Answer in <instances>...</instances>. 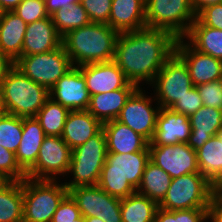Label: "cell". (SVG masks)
<instances>
[{
  "label": "cell",
  "mask_w": 222,
  "mask_h": 222,
  "mask_svg": "<svg viewBox=\"0 0 222 222\" xmlns=\"http://www.w3.org/2000/svg\"><path fill=\"white\" fill-rule=\"evenodd\" d=\"M203 105L222 110V87L220 81H212L196 86Z\"/></svg>",
  "instance_id": "37"
},
{
  "label": "cell",
  "mask_w": 222,
  "mask_h": 222,
  "mask_svg": "<svg viewBox=\"0 0 222 222\" xmlns=\"http://www.w3.org/2000/svg\"><path fill=\"white\" fill-rule=\"evenodd\" d=\"M189 120L191 133L187 144L196 151L222 127V110L203 105Z\"/></svg>",
  "instance_id": "23"
},
{
  "label": "cell",
  "mask_w": 222,
  "mask_h": 222,
  "mask_svg": "<svg viewBox=\"0 0 222 222\" xmlns=\"http://www.w3.org/2000/svg\"><path fill=\"white\" fill-rule=\"evenodd\" d=\"M27 25L14 11L1 12L0 52L14 62L22 56V45Z\"/></svg>",
  "instance_id": "25"
},
{
  "label": "cell",
  "mask_w": 222,
  "mask_h": 222,
  "mask_svg": "<svg viewBox=\"0 0 222 222\" xmlns=\"http://www.w3.org/2000/svg\"><path fill=\"white\" fill-rule=\"evenodd\" d=\"M118 34L108 24L90 22L62 36V46L75 67L110 62L114 60Z\"/></svg>",
  "instance_id": "2"
},
{
  "label": "cell",
  "mask_w": 222,
  "mask_h": 222,
  "mask_svg": "<svg viewBox=\"0 0 222 222\" xmlns=\"http://www.w3.org/2000/svg\"><path fill=\"white\" fill-rule=\"evenodd\" d=\"M209 208L178 210V222H206Z\"/></svg>",
  "instance_id": "42"
},
{
  "label": "cell",
  "mask_w": 222,
  "mask_h": 222,
  "mask_svg": "<svg viewBox=\"0 0 222 222\" xmlns=\"http://www.w3.org/2000/svg\"><path fill=\"white\" fill-rule=\"evenodd\" d=\"M22 0H0L1 12L13 11Z\"/></svg>",
  "instance_id": "49"
},
{
  "label": "cell",
  "mask_w": 222,
  "mask_h": 222,
  "mask_svg": "<svg viewBox=\"0 0 222 222\" xmlns=\"http://www.w3.org/2000/svg\"><path fill=\"white\" fill-rule=\"evenodd\" d=\"M13 181L10 176L0 171V192L5 190Z\"/></svg>",
  "instance_id": "50"
},
{
  "label": "cell",
  "mask_w": 222,
  "mask_h": 222,
  "mask_svg": "<svg viewBox=\"0 0 222 222\" xmlns=\"http://www.w3.org/2000/svg\"><path fill=\"white\" fill-rule=\"evenodd\" d=\"M212 201L211 182L201 173H189L171 180L160 208L173 211L209 208Z\"/></svg>",
  "instance_id": "8"
},
{
  "label": "cell",
  "mask_w": 222,
  "mask_h": 222,
  "mask_svg": "<svg viewBox=\"0 0 222 222\" xmlns=\"http://www.w3.org/2000/svg\"><path fill=\"white\" fill-rule=\"evenodd\" d=\"M190 133L191 125L188 116L170 108H160L156 118V129L148 145L187 143Z\"/></svg>",
  "instance_id": "18"
},
{
  "label": "cell",
  "mask_w": 222,
  "mask_h": 222,
  "mask_svg": "<svg viewBox=\"0 0 222 222\" xmlns=\"http://www.w3.org/2000/svg\"><path fill=\"white\" fill-rule=\"evenodd\" d=\"M219 81H220V84H221V87H222V77L219 79Z\"/></svg>",
  "instance_id": "54"
},
{
  "label": "cell",
  "mask_w": 222,
  "mask_h": 222,
  "mask_svg": "<svg viewBox=\"0 0 222 222\" xmlns=\"http://www.w3.org/2000/svg\"><path fill=\"white\" fill-rule=\"evenodd\" d=\"M209 219L211 222H222V202L211 201Z\"/></svg>",
  "instance_id": "46"
},
{
  "label": "cell",
  "mask_w": 222,
  "mask_h": 222,
  "mask_svg": "<svg viewBox=\"0 0 222 222\" xmlns=\"http://www.w3.org/2000/svg\"><path fill=\"white\" fill-rule=\"evenodd\" d=\"M154 222H178V210L168 211L158 207Z\"/></svg>",
  "instance_id": "44"
},
{
  "label": "cell",
  "mask_w": 222,
  "mask_h": 222,
  "mask_svg": "<svg viewBox=\"0 0 222 222\" xmlns=\"http://www.w3.org/2000/svg\"><path fill=\"white\" fill-rule=\"evenodd\" d=\"M90 22L109 25L112 0H82Z\"/></svg>",
  "instance_id": "36"
},
{
  "label": "cell",
  "mask_w": 222,
  "mask_h": 222,
  "mask_svg": "<svg viewBox=\"0 0 222 222\" xmlns=\"http://www.w3.org/2000/svg\"><path fill=\"white\" fill-rule=\"evenodd\" d=\"M14 66L29 79L48 90L73 68L62 45L47 53L21 56L14 62Z\"/></svg>",
  "instance_id": "9"
},
{
  "label": "cell",
  "mask_w": 222,
  "mask_h": 222,
  "mask_svg": "<svg viewBox=\"0 0 222 222\" xmlns=\"http://www.w3.org/2000/svg\"><path fill=\"white\" fill-rule=\"evenodd\" d=\"M26 24L47 18L45 2L42 0H22L13 10Z\"/></svg>",
  "instance_id": "35"
},
{
  "label": "cell",
  "mask_w": 222,
  "mask_h": 222,
  "mask_svg": "<svg viewBox=\"0 0 222 222\" xmlns=\"http://www.w3.org/2000/svg\"><path fill=\"white\" fill-rule=\"evenodd\" d=\"M23 221V180L0 192V222Z\"/></svg>",
  "instance_id": "31"
},
{
  "label": "cell",
  "mask_w": 222,
  "mask_h": 222,
  "mask_svg": "<svg viewBox=\"0 0 222 222\" xmlns=\"http://www.w3.org/2000/svg\"><path fill=\"white\" fill-rule=\"evenodd\" d=\"M212 201L222 202V174L212 183Z\"/></svg>",
  "instance_id": "48"
},
{
  "label": "cell",
  "mask_w": 222,
  "mask_h": 222,
  "mask_svg": "<svg viewBox=\"0 0 222 222\" xmlns=\"http://www.w3.org/2000/svg\"><path fill=\"white\" fill-rule=\"evenodd\" d=\"M159 205L139 193L121 199L122 222H154Z\"/></svg>",
  "instance_id": "30"
},
{
  "label": "cell",
  "mask_w": 222,
  "mask_h": 222,
  "mask_svg": "<svg viewBox=\"0 0 222 222\" xmlns=\"http://www.w3.org/2000/svg\"><path fill=\"white\" fill-rule=\"evenodd\" d=\"M203 106L200 94L194 86L188 94H185L181 99L176 101V103L170 108L171 110L182 113L190 117L193 113L198 111Z\"/></svg>",
  "instance_id": "39"
},
{
  "label": "cell",
  "mask_w": 222,
  "mask_h": 222,
  "mask_svg": "<svg viewBox=\"0 0 222 222\" xmlns=\"http://www.w3.org/2000/svg\"><path fill=\"white\" fill-rule=\"evenodd\" d=\"M45 136L44 130L35 117H23V132L15 154L19 166L25 172L35 164Z\"/></svg>",
  "instance_id": "26"
},
{
  "label": "cell",
  "mask_w": 222,
  "mask_h": 222,
  "mask_svg": "<svg viewBox=\"0 0 222 222\" xmlns=\"http://www.w3.org/2000/svg\"><path fill=\"white\" fill-rule=\"evenodd\" d=\"M190 1L196 15L207 6L222 3V0H190Z\"/></svg>",
  "instance_id": "47"
},
{
  "label": "cell",
  "mask_w": 222,
  "mask_h": 222,
  "mask_svg": "<svg viewBox=\"0 0 222 222\" xmlns=\"http://www.w3.org/2000/svg\"><path fill=\"white\" fill-rule=\"evenodd\" d=\"M23 132V117L0 111V145L16 153Z\"/></svg>",
  "instance_id": "34"
},
{
  "label": "cell",
  "mask_w": 222,
  "mask_h": 222,
  "mask_svg": "<svg viewBox=\"0 0 222 222\" xmlns=\"http://www.w3.org/2000/svg\"><path fill=\"white\" fill-rule=\"evenodd\" d=\"M83 217H98L104 222H122L121 199L112 197L98 185L68 189Z\"/></svg>",
  "instance_id": "12"
},
{
  "label": "cell",
  "mask_w": 222,
  "mask_h": 222,
  "mask_svg": "<svg viewBox=\"0 0 222 222\" xmlns=\"http://www.w3.org/2000/svg\"><path fill=\"white\" fill-rule=\"evenodd\" d=\"M138 87L129 83L126 87L108 93L95 94L90 98L87 111L102 123L116 120L126 100Z\"/></svg>",
  "instance_id": "24"
},
{
  "label": "cell",
  "mask_w": 222,
  "mask_h": 222,
  "mask_svg": "<svg viewBox=\"0 0 222 222\" xmlns=\"http://www.w3.org/2000/svg\"><path fill=\"white\" fill-rule=\"evenodd\" d=\"M71 154V148L62 137L45 136L35 164L26 172L27 178L56 180L57 174H67L71 162Z\"/></svg>",
  "instance_id": "11"
},
{
  "label": "cell",
  "mask_w": 222,
  "mask_h": 222,
  "mask_svg": "<svg viewBox=\"0 0 222 222\" xmlns=\"http://www.w3.org/2000/svg\"><path fill=\"white\" fill-rule=\"evenodd\" d=\"M150 160L168 173L172 179L189 173H200L196 151L187 143L148 145Z\"/></svg>",
  "instance_id": "14"
},
{
  "label": "cell",
  "mask_w": 222,
  "mask_h": 222,
  "mask_svg": "<svg viewBox=\"0 0 222 222\" xmlns=\"http://www.w3.org/2000/svg\"><path fill=\"white\" fill-rule=\"evenodd\" d=\"M196 19L190 0H145L146 27L183 38Z\"/></svg>",
  "instance_id": "7"
},
{
  "label": "cell",
  "mask_w": 222,
  "mask_h": 222,
  "mask_svg": "<svg viewBox=\"0 0 222 222\" xmlns=\"http://www.w3.org/2000/svg\"><path fill=\"white\" fill-rule=\"evenodd\" d=\"M196 19L204 26L222 30V3L202 9Z\"/></svg>",
  "instance_id": "41"
},
{
  "label": "cell",
  "mask_w": 222,
  "mask_h": 222,
  "mask_svg": "<svg viewBox=\"0 0 222 222\" xmlns=\"http://www.w3.org/2000/svg\"><path fill=\"white\" fill-rule=\"evenodd\" d=\"M85 222H104L102 219L98 217H84Z\"/></svg>",
  "instance_id": "51"
},
{
  "label": "cell",
  "mask_w": 222,
  "mask_h": 222,
  "mask_svg": "<svg viewBox=\"0 0 222 222\" xmlns=\"http://www.w3.org/2000/svg\"><path fill=\"white\" fill-rule=\"evenodd\" d=\"M177 38L161 29L142 28L118 34L114 62L127 79L140 87L141 81L155 79L166 61L175 53Z\"/></svg>",
  "instance_id": "1"
},
{
  "label": "cell",
  "mask_w": 222,
  "mask_h": 222,
  "mask_svg": "<svg viewBox=\"0 0 222 222\" xmlns=\"http://www.w3.org/2000/svg\"><path fill=\"white\" fill-rule=\"evenodd\" d=\"M108 153H133L143 151L149 142L127 125L117 120L103 123Z\"/></svg>",
  "instance_id": "22"
},
{
  "label": "cell",
  "mask_w": 222,
  "mask_h": 222,
  "mask_svg": "<svg viewBox=\"0 0 222 222\" xmlns=\"http://www.w3.org/2000/svg\"><path fill=\"white\" fill-rule=\"evenodd\" d=\"M183 39L177 38L175 53L187 65L193 85L219 80L222 77V60L197 51Z\"/></svg>",
  "instance_id": "15"
},
{
  "label": "cell",
  "mask_w": 222,
  "mask_h": 222,
  "mask_svg": "<svg viewBox=\"0 0 222 222\" xmlns=\"http://www.w3.org/2000/svg\"><path fill=\"white\" fill-rule=\"evenodd\" d=\"M62 45V36L57 32L52 17L29 23L24 35L22 56L47 53Z\"/></svg>",
  "instance_id": "19"
},
{
  "label": "cell",
  "mask_w": 222,
  "mask_h": 222,
  "mask_svg": "<svg viewBox=\"0 0 222 222\" xmlns=\"http://www.w3.org/2000/svg\"><path fill=\"white\" fill-rule=\"evenodd\" d=\"M107 153L103 129L84 144L73 149L67 174L71 173L74 177L71 182H64L67 189L77 186L98 185Z\"/></svg>",
  "instance_id": "6"
},
{
  "label": "cell",
  "mask_w": 222,
  "mask_h": 222,
  "mask_svg": "<svg viewBox=\"0 0 222 222\" xmlns=\"http://www.w3.org/2000/svg\"><path fill=\"white\" fill-rule=\"evenodd\" d=\"M14 67V61L6 54L0 52V89L8 72Z\"/></svg>",
  "instance_id": "45"
},
{
  "label": "cell",
  "mask_w": 222,
  "mask_h": 222,
  "mask_svg": "<svg viewBox=\"0 0 222 222\" xmlns=\"http://www.w3.org/2000/svg\"><path fill=\"white\" fill-rule=\"evenodd\" d=\"M83 74L90 96L126 87L130 81L114 62H100L78 67Z\"/></svg>",
  "instance_id": "17"
},
{
  "label": "cell",
  "mask_w": 222,
  "mask_h": 222,
  "mask_svg": "<svg viewBox=\"0 0 222 222\" xmlns=\"http://www.w3.org/2000/svg\"><path fill=\"white\" fill-rule=\"evenodd\" d=\"M50 98L70 111L87 110L90 94L82 71L76 66L63 75L49 90Z\"/></svg>",
  "instance_id": "16"
},
{
  "label": "cell",
  "mask_w": 222,
  "mask_h": 222,
  "mask_svg": "<svg viewBox=\"0 0 222 222\" xmlns=\"http://www.w3.org/2000/svg\"><path fill=\"white\" fill-rule=\"evenodd\" d=\"M220 140L222 141V127L218 130L217 134H216Z\"/></svg>",
  "instance_id": "52"
},
{
  "label": "cell",
  "mask_w": 222,
  "mask_h": 222,
  "mask_svg": "<svg viewBox=\"0 0 222 222\" xmlns=\"http://www.w3.org/2000/svg\"><path fill=\"white\" fill-rule=\"evenodd\" d=\"M102 129L103 123L87 110L70 111L61 137L73 150L98 134Z\"/></svg>",
  "instance_id": "20"
},
{
  "label": "cell",
  "mask_w": 222,
  "mask_h": 222,
  "mask_svg": "<svg viewBox=\"0 0 222 222\" xmlns=\"http://www.w3.org/2000/svg\"><path fill=\"white\" fill-rule=\"evenodd\" d=\"M151 85L156 89L160 108H171L194 87L185 62L174 53L155 76Z\"/></svg>",
  "instance_id": "10"
},
{
  "label": "cell",
  "mask_w": 222,
  "mask_h": 222,
  "mask_svg": "<svg viewBox=\"0 0 222 222\" xmlns=\"http://www.w3.org/2000/svg\"><path fill=\"white\" fill-rule=\"evenodd\" d=\"M149 160L148 146L143 151L133 153H107L98 186L118 199L136 193Z\"/></svg>",
  "instance_id": "3"
},
{
  "label": "cell",
  "mask_w": 222,
  "mask_h": 222,
  "mask_svg": "<svg viewBox=\"0 0 222 222\" xmlns=\"http://www.w3.org/2000/svg\"><path fill=\"white\" fill-rule=\"evenodd\" d=\"M171 180L172 177L168 173L149 160L136 192L159 204L164 199Z\"/></svg>",
  "instance_id": "28"
},
{
  "label": "cell",
  "mask_w": 222,
  "mask_h": 222,
  "mask_svg": "<svg viewBox=\"0 0 222 222\" xmlns=\"http://www.w3.org/2000/svg\"><path fill=\"white\" fill-rule=\"evenodd\" d=\"M197 51L222 60V30L202 25L197 19L183 37Z\"/></svg>",
  "instance_id": "27"
},
{
  "label": "cell",
  "mask_w": 222,
  "mask_h": 222,
  "mask_svg": "<svg viewBox=\"0 0 222 222\" xmlns=\"http://www.w3.org/2000/svg\"><path fill=\"white\" fill-rule=\"evenodd\" d=\"M196 156L199 172L211 183L222 174V141L217 135L196 150Z\"/></svg>",
  "instance_id": "29"
},
{
  "label": "cell",
  "mask_w": 222,
  "mask_h": 222,
  "mask_svg": "<svg viewBox=\"0 0 222 222\" xmlns=\"http://www.w3.org/2000/svg\"><path fill=\"white\" fill-rule=\"evenodd\" d=\"M143 93L141 88H137L126 100L124 107L116 119L120 123L127 125L134 132L140 134L148 142L152 140L156 129V118L160 107L152 108L151 101Z\"/></svg>",
  "instance_id": "13"
},
{
  "label": "cell",
  "mask_w": 222,
  "mask_h": 222,
  "mask_svg": "<svg viewBox=\"0 0 222 222\" xmlns=\"http://www.w3.org/2000/svg\"><path fill=\"white\" fill-rule=\"evenodd\" d=\"M49 98L46 87L29 79L14 66L1 85L0 109L18 117H35Z\"/></svg>",
  "instance_id": "4"
},
{
  "label": "cell",
  "mask_w": 222,
  "mask_h": 222,
  "mask_svg": "<svg viewBox=\"0 0 222 222\" xmlns=\"http://www.w3.org/2000/svg\"><path fill=\"white\" fill-rule=\"evenodd\" d=\"M80 216L76 202L68 194L53 214L51 222H78Z\"/></svg>",
  "instance_id": "40"
},
{
  "label": "cell",
  "mask_w": 222,
  "mask_h": 222,
  "mask_svg": "<svg viewBox=\"0 0 222 222\" xmlns=\"http://www.w3.org/2000/svg\"><path fill=\"white\" fill-rule=\"evenodd\" d=\"M68 195L64 183L56 180H23V221L51 222L53 214Z\"/></svg>",
  "instance_id": "5"
},
{
  "label": "cell",
  "mask_w": 222,
  "mask_h": 222,
  "mask_svg": "<svg viewBox=\"0 0 222 222\" xmlns=\"http://www.w3.org/2000/svg\"><path fill=\"white\" fill-rule=\"evenodd\" d=\"M52 20L57 32L64 36L68 31L81 28L90 23L89 17L82 4H71L54 12Z\"/></svg>",
  "instance_id": "33"
},
{
  "label": "cell",
  "mask_w": 222,
  "mask_h": 222,
  "mask_svg": "<svg viewBox=\"0 0 222 222\" xmlns=\"http://www.w3.org/2000/svg\"><path fill=\"white\" fill-rule=\"evenodd\" d=\"M0 171L6 173L14 181H22L26 172L19 166L16 154L0 145Z\"/></svg>",
  "instance_id": "38"
},
{
  "label": "cell",
  "mask_w": 222,
  "mask_h": 222,
  "mask_svg": "<svg viewBox=\"0 0 222 222\" xmlns=\"http://www.w3.org/2000/svg\"><path fill=\"white\" fill-rule=\"evenodd\" d=\"M78 222H85L84 217L82 215L78 218Z\"/></svg>",
  "instance_id": "53"
},
{
  "label": "cell",
  "mask_w": 222,
  "mask_h": 222,
  "mask_svg": "<svg viewBox=\"0 0 222 222\" xmlns=\"http://www.w3.org/2000/svg\"><path fill=\"white\" fill-rule=\"evenodd\" d=\"M82 0H47L45 1L47 13L51 16L57 10L68 7L71 4H79Z\"/></svg>",
  "instance_id": "43"
},
{
  "label": "cell",
  "mask_w": 222,
  "mask_h": 222,
  "mask_svg": "<svg viewBox=\"0 0 222 222\" xmlns=\"http://www.w3.org/2000/svg\"><path fill=\"white\" fill-rule=\"evenodd\" d=\"M109 26L118 33L145 28V0H112Z\"/></svg>",
  "instance_id": "21"
},
{
  "label": "cell",
  "mask_w": 222,
  "mask_h": 222,
  "mask_svg": "<svg viewBox=\"0 0 222 222\" xmlns=\"http://www.w3.org/2000/svg\"><path fill=\"white\" fill-rule=\"evenodd\" d=\"M70 110L49 98L38 111L35 118L39 121L46 136H60Z\"/></svg>",
  "instance_id": "32"
}]
</instances>
